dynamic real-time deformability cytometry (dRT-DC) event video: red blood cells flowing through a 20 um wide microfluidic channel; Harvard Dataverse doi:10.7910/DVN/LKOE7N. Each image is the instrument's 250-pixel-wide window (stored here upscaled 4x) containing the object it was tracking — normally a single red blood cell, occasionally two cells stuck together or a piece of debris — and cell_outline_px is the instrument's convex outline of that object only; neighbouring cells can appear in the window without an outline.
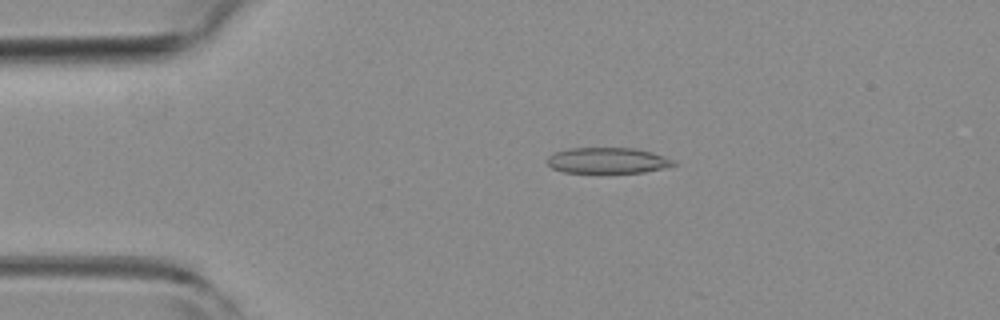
{"species": "common noctule bat (a hibernating species)", "species_latin": "Nyctalus noctula", "temperature_condition": "room temperature", "stored_images_in_passage": 3, "camera_frame_rate_fps": 3000, "um_per_image_px": 0.085, "animal": {"sex": "female", "body_mass_g": 19.3, "forearm_length_mm": 54.1}, "frame": {"image": 1, "passage_image": 2, "time_ms": 0.333, "image_size_px": [1000, 320], "cell_outline_px": [[680, 164], [664, 168], [644, 172], [564, 172], [552, 168], [548, 164], [548, 156], [556, 152], [572, 148], [636, 148], [652, 152], [664, 156]], "centroid_in_image_um": [51.69, 13.64], "position_along_channel_um": 33.3, "area_um2": 18.84}}